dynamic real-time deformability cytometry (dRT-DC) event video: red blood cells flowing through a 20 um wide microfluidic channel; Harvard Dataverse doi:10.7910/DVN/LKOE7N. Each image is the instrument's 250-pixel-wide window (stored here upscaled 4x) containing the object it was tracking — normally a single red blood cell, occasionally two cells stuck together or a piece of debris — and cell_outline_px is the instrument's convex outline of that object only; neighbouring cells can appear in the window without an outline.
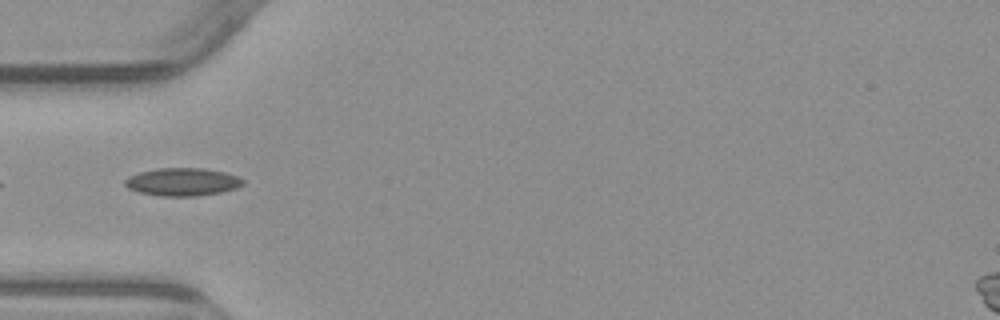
{"species": "common noctule bat (a hibernating species)", "species_latin": "Nyctalus noctula", "temperature_condition": "warm", "stored_images_in_passage": 5, "camera_frame_rate_fps": 3000, "um_per_image_px": 0.085, "animal": {"sex": "male", "body_mass_g": 23.1, "forearm_length_mm": 52.7}, "frame": {"image": 1, "passage_image": 5, "time_ms": 5.667, "image_size_px": [1000, 320], "cell_outline_px": [[244, 184], [236, 188], [220, 192], [196, 196], [160, 196], [136, 192], [128, 188], [124, 184], [124, 180], [128, 176], [140, 172], [156, 168], [204, 168], [224, 172], [236, 176], [244, 180]], "centroid_in_image_um": [15.47, 15.46], "position_along_channel_um": 69.5, "area_um2": 19.25}}